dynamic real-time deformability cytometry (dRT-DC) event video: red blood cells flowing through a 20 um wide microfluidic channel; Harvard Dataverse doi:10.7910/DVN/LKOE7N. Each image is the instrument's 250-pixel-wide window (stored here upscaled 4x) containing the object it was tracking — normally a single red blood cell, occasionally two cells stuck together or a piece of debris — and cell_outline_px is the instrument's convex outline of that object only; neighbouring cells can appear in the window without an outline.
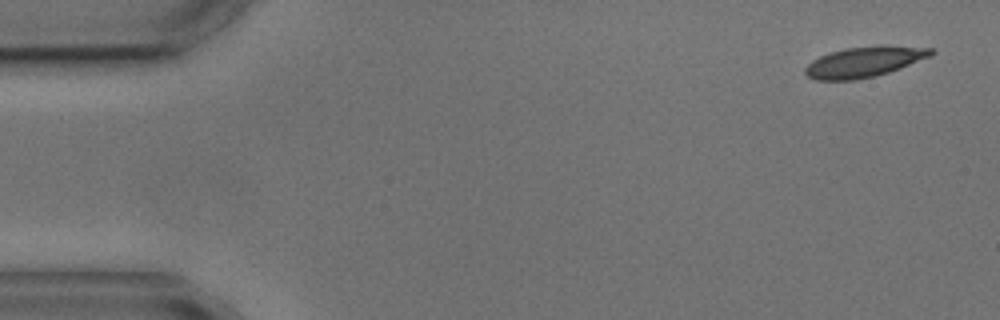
{"species": "common noctule bat (a hibernating species)", "species_latin": "Nyctalus noctula", "temperature_condition": "cold", "stored_images_in_passage": 4, "camera_frame_rate_fps": 3000, "um_per_image_px": 0.085, "animal": {"sex": "male", "body_mass_g": 17.9, "forearm_length_mm": 54.2}, "frame": {"image": 1, "passage_image": 1, "time_ms": 0.0, "image_size_px": [1000, 320], "cell_outline_px": [[936, 52], [932, 56], [900, 68], [888, 72], [856, 80], [816, 80], [808, 76], [804, 72], [804, 68], [812, 60], [820, 56], [832, 52], [848, 48], [884, 44], [932, 48]], "centroid_in_image_um": [73.5, 5.24], "position_along_channel_um": 11.5, "area_um2": 22.43}}
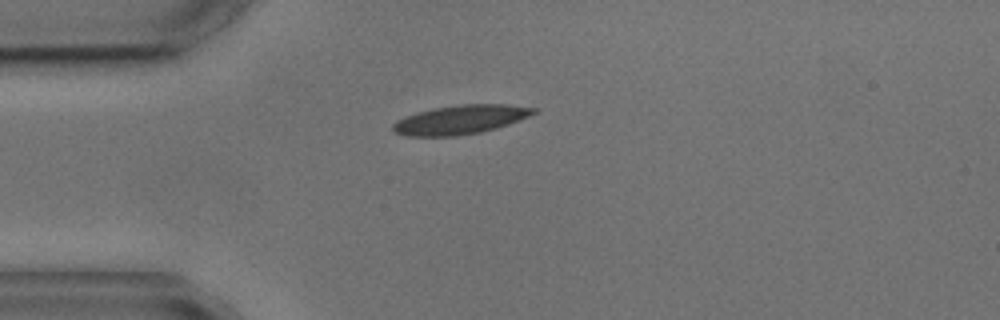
{"frame": {"image": 2, "passage_image": 4, "time_ms": 3.667, "image_size_px": [1000, 320], "cell_outline_px": [[536, 112], [528, 116], [508, 124], [496, 128], [480, 132], [456, 136], [408, 136], [392, 132], [392, 124], [396, 120], [432, 108], [460, 104], [508, 104], [536, 108]], "centroid_in_image_um": [39.11, 10.17], "position_along_channel_um": 45.9, "area_um2": 23.64}}